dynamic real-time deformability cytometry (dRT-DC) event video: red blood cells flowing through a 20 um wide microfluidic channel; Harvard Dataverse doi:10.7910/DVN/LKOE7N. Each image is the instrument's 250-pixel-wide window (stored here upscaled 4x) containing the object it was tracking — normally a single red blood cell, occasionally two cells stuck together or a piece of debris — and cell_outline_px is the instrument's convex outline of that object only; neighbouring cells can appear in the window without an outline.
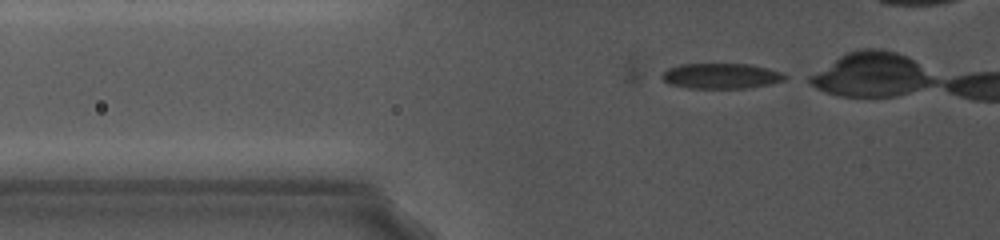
{"species": "common noctule bat (a hibernating species)", "species_latin": "Nyctalus noctula", "temperature_condition": "cold", "stored_images_in_passage": 7, "camera_frame_rate_fps": 5000, "um_per_image_px": 0.085, "animal": {"sex": "female", "body_mass_g": 19.0, "forearm_length_mm": 56.7}, "frame": {"image": 1, "passage_image": 2, "time_ms": 0.2, "image_size_px": [1000, 240], "cell_outline_px": [[792, 76], [784, 80], [768, 84], [748, 88], [688, 88], [668, 84], [660, 76], [668, 68], [680, 64], [752, 64], [784, 72]], "centroid_in_image_um": [61.35, 6.45], "position_along_channel_um": 64.5, "area_um2": 18.44}}